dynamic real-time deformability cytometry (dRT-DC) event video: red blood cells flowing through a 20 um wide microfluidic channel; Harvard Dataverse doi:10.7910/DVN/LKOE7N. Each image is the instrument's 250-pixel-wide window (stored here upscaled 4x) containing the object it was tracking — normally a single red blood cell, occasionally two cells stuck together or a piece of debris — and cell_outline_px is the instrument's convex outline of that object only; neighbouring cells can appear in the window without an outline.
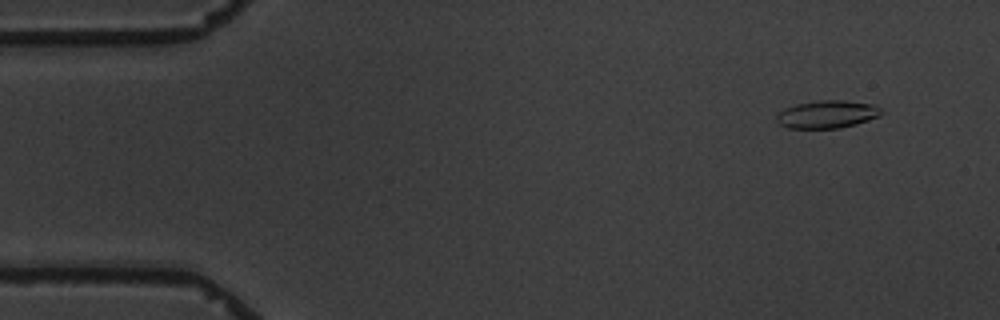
{"species": "common noctule bat (a hibernating species)", "species_latin": "Nyctalus noctula", "temperature_condition": "warm", "stored_images_in_passage": 5, "camera_frame_rate_fps": 3000, "um_per_image_px": 0.085, "animal": {"sex": "male", "body_mass_g": 19.5, "forearm_length_mm": 54.6}, "frame": {"image": 1, "passage_image": 1, "time_ms": 0.0, "image_size_px": [1000, 320], "cell_outline_px": [[884, 112], [880, 116], [856, 124], [840, 128], [788, 128], [780, 124], [776, 120], [776, 116], [784, 108], [796, 104], [816, 100], [844, 100], [872, 104], [880, 108]], "centroid_in_image_um": [70.31, 9.71], "position_along_channel_um": 14.7, "area_um2": 16.99}}
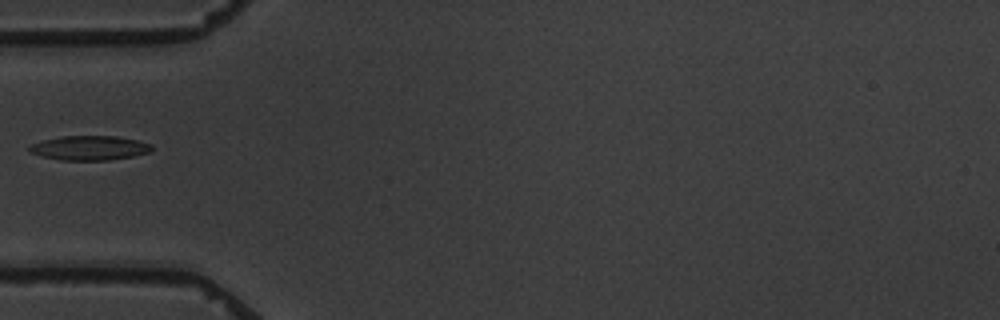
{"frame": {"image": 2, "passage_image": 5, "time_ms": 4.667, "image_size_px": [1000, 320], "cell_outline_px": [[152, 152], [132, 156], [108, 160], [60, 160], [40, 156], [28, 152], [28, 148], [32, 144], [44, 140], [64, 136], [116, 136], [136, 140], [152, 144]], "centroid_in_image_um": [7.61, 12.58], "position_along_channel_um": 77.4, "area_um2": 17.4}}